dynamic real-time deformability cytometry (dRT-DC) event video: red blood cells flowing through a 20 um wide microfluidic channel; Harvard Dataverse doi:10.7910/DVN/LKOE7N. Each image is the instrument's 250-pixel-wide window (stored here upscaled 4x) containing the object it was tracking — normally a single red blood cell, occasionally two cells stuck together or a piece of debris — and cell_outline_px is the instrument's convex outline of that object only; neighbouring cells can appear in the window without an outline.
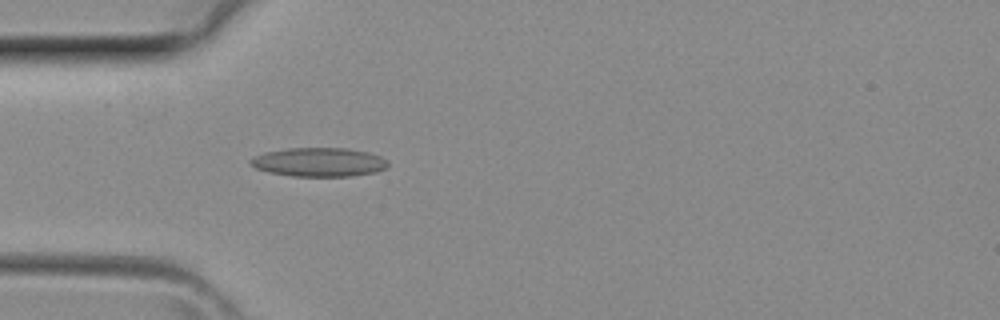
{"species": "common noctule bat (a hibernating species)", "species_latin": "Nyctalus noctula", "temperature_condition": "room temperature", "stored_images_in_passage": 31, "camera_frame_rate_fps": 3000, "um_per_image_px": 0.085, "animal": {"sex": "female", "body_mass_g": 29.2, "forearm_length_mm": 56.3}, "frame": {"image": 1, "passage_image": 3, "time_ms": 0.667, "image_size_px": [1000, 320], "cell_outline_px": [[388, 168], [376, 172], [352, 176], [292, 176], [268, 172], [256, 168], [248, 164], [248, 160], [264, 152], [288, 148], [344, 148], [368, 152], [380, 156], [388, 160]], "centroid_in_image_um": [27.12, 13.78], "position_along_channel_um": 57.9, "area_um2": 23.29}}
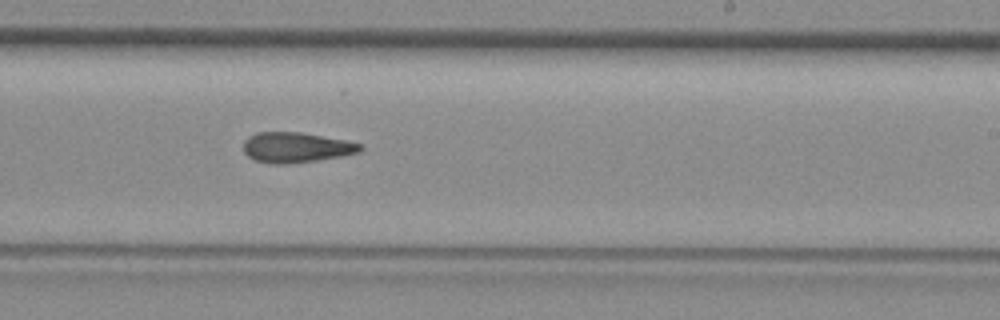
{"frame": {"image": 2, "passage_image": 15, "time_ms": 4.667, "image_size_px": [1000, 320], "cell_outline_px": [[364, 148], [360, 152], [340, 156], [316, 160], [284, 164], [272, 164], [256, 160], [248, 156], [244, 152], [244, 140], [248, 136], [256, 132], [300, 132], [344, 140], [364, 144]], "centroid_in_image_um": [25.17, 12.52], "position_along_channel_um": 263.8, "area_um2": 20.52}}
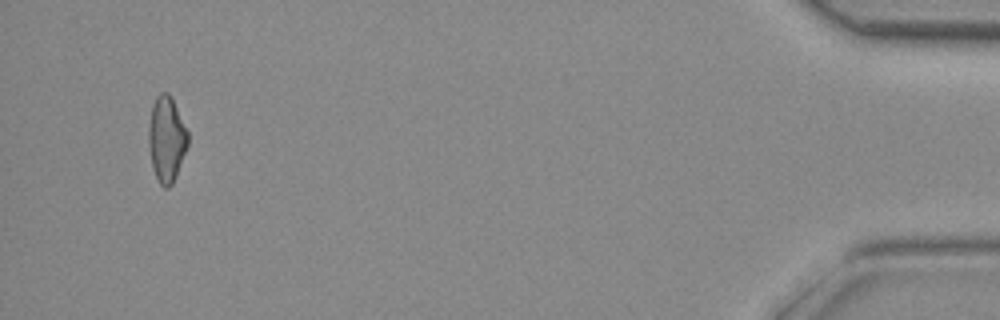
{"frame": {"image": 3, "passage_image": 29, "time_ms": 9.333, "image_size_px": [1000, 320], "cell_outline_px": [[188, 144], [176, 176], [172, 184], [168, 188], [164, 188], [160, 184], [156, 176], [152, 164], [148, 144], [148, 128], [152, 104], [156, 96], [160, 92], [168, 92], [188, 132]], "centroid_in_image_um": [14.14, 11.82], "position_along_channel_um": 421.1, "area_um2": 19.36}}